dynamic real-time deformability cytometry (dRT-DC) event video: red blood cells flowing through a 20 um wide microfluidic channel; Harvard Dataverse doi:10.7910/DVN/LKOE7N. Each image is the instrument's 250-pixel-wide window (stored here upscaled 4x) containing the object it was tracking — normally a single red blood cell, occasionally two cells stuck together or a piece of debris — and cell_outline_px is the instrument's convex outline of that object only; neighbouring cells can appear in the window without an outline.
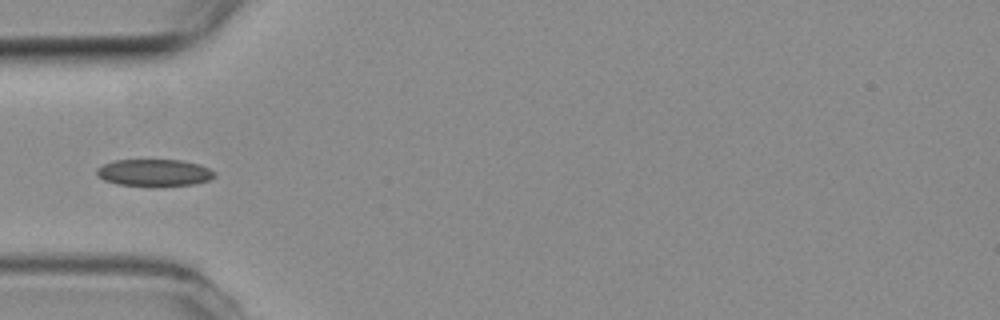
{"species": "common noctule bat (a hibernating species)", "species_latin": "Nyctalus noctula", "temperature_condition": "room temperature", "stored_images_in_passage": 37, "camera_frame_rate_fps": 3000, "um_per_image_px": 0.085, "animal": {"sex": "female", "body_mass_g": 19.3, "forearm_length_mm": 54.1}, "frame": {"image": 1, "passage_image": 1, "time_ms": 0.0, "image_size_px": [1000, 320], "cell_outline_px": [[216, 176], [208, 180], [196, 184], [156, 188], [152, 188], [116, 184], [104, 180], [96, 176], [96, 168], [112, 160], [184, 160], [200, 164], [216, 172]], "centroid_in_image_um": [13.11, 14.71], "position_along_channel_um": 71.9, "area_um2": 19.36}}
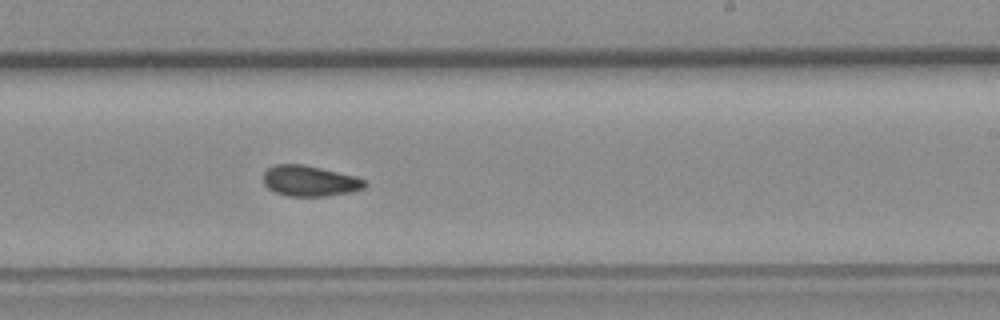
{"frame": {"image": 2, "passage_image": 16, "time_ms": 5.0, "image_size_px": [1000, 320], "cell_outline_px": [[368, 184], [364, 188], [352, 192], [324, 196], [288, 196], [276, 192], [268, 188], [264, 184], [264, 172], [268, 168], [276, 164], [304, 164], [356, 176], [368, 180]], "centroid_in_image_um": [26.37, 15.37], "position_along_channel_um": 262.6, "area_um2": 18.26}}
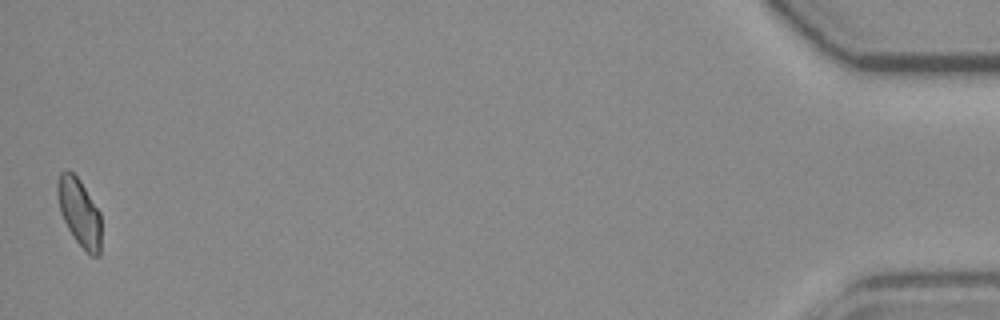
{"frame": {"image": 3, "passage_image": 37, "time_ms": 12.0, "image_size_px": [1000, 320], "cell_outline_px": [[100, 256], [92, 256], [72, 236], [60, 212], [56, 192], [56, 184], [60, 172], [68, 168], [80, 180], [100, 212]], "centroid_in_image_um": [6.72, 18.0], "position_along_channel_um": 428.5, "area_um2": 17.22}}